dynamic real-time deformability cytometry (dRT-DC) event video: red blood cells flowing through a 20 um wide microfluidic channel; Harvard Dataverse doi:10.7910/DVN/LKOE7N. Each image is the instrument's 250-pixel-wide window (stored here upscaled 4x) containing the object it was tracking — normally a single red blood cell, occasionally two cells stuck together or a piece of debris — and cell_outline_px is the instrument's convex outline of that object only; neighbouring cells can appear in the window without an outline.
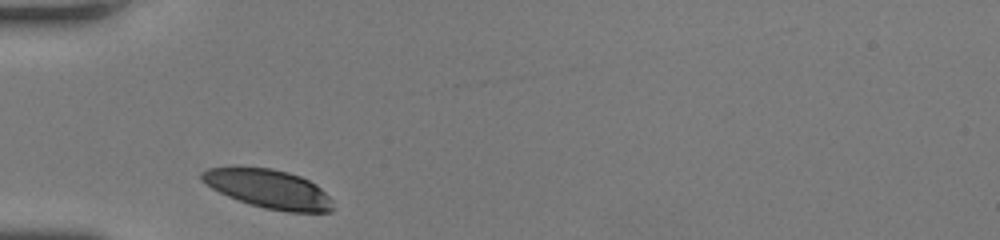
{"species": "human", "species_latin": "Homo sapiens", "temperature_condition": "room temperature", "stored_images_in_passage": 26, "camera_frame_rate_fps": 3000, "um_per_image_px": 0.085, "donor": {"sex": "female"}, "frame": {"image": 1, "passage_image": 1, "time_ms": 0.0, "image_size_px": [1000, 240], "cell_outline_px": [[332, 212], [288, 212], [264, 208], [228, 196], [212, 188], [200, 180], [200, 172], [208, 168], [272, 168], [288, 172], [300, 176], [316, 184], [332, 200]], "centroid_in_image_um": [22.84, 16.06], "position_along_channel_um": 62.2, "area_um2": 29.25}}
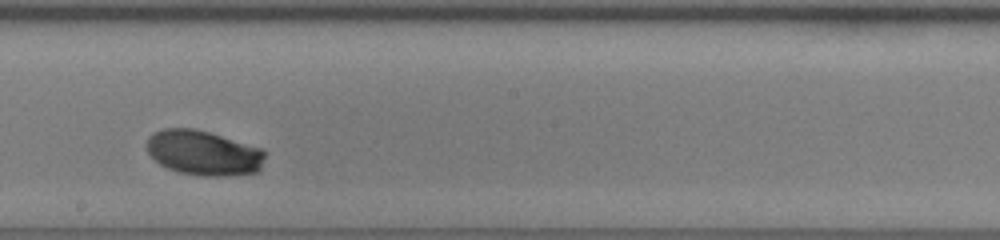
{"frame": {"image": 2, "passage_image": 14, "time_ms": 4.333, "image_size_px": [1000, 240], "cell_outline_px": [[264, 156], [260, 168], [256, 172], [224, 176], [204, 176], [180, 172], [168, 168], [160, 164], [148, 152], [148, 136], [152, 132], [164, 128], [192, 128], [208, 132], [264, 148]], "centroid_in_image_um": [17.3, 12.98], "position_along_channel_um": 230.9, "area_um2": 30.75}}
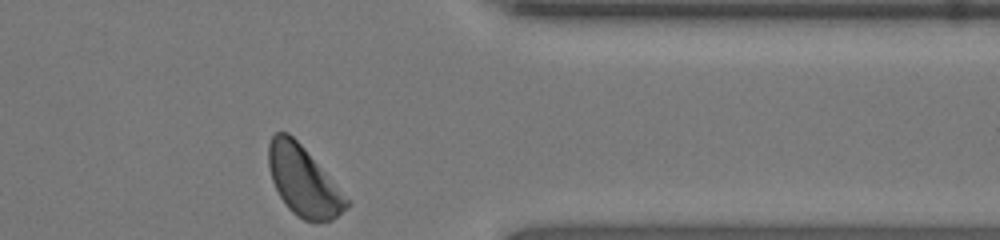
{"frame": {"image": 3, "passage_image": 26, "time_ms": 8.333, "image_size_px": [1000, 240], "cell_outline_px": [[352, 204], [332, 220], [316, 224], [304, 220], [292, 212], [288, 208], [280, 196], [272, 180], [268, 168], [268, 144], [272, 136], [276, 132], [288, 132], [304, 148], [352, 200]], "centroid_in_image_um": [25.83, 15.43], "position_along_channel_um": 385.6, "area_um2": 32.02}, "authors_computed_cell_mechanics": {"area_um2": 31.0675, "velocity_mm_per_s": 4.0707, "shape_relaxation_time_tau1_ms": 2.5227, "shape_relaxation_time_tau2_ms": null, "deformation_change_tau1": 0.1281, "deformation_change_tau2": null}}